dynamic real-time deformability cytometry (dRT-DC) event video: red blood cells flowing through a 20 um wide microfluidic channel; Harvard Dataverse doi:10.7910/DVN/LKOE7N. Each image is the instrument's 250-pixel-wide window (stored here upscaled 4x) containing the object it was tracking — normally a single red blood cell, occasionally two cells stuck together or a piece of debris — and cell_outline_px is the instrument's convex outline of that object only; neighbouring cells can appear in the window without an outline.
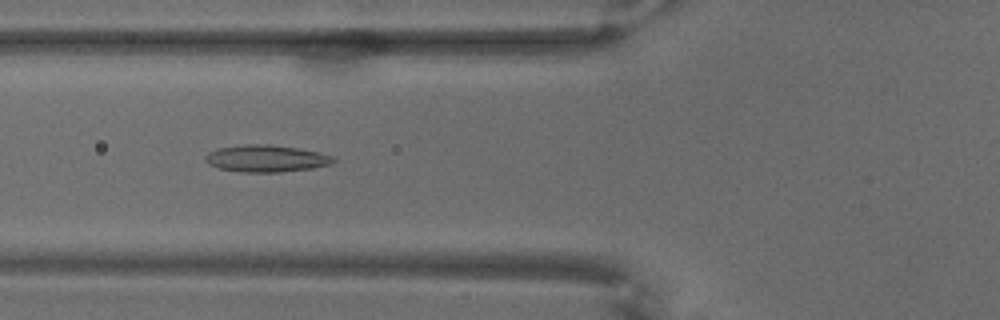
{"species": "common noctule bat (a hibernating species)", "species_latin": "Nyctalus noctula", "temperature_condition": "warm", "stored_images_in_passage": 69, "camera_frame_rate_fps": 3000, "um_per_image_px": 0.085, "animal": {"sex": "male", "body_mass_g": 18.8}, "frame": {"image": 1, "passage_image": 27, "time_ms": 8.667, "image_size_px": [1000, 320], "cell_outline_px": [[336, 160], [332, 164], [312, 168], [280, 172], [240, 172], [220, 168], [208, 164], [204, 160], [204, 156], [208, 152], [216, 148], [244, 144], [268, 144], [296, 148], [316, 152], [332, 156]], "centroid_in_image_um": [22.57, 13.47], "position_along_channel_um": 103.2, "area_um2": 20.11}}
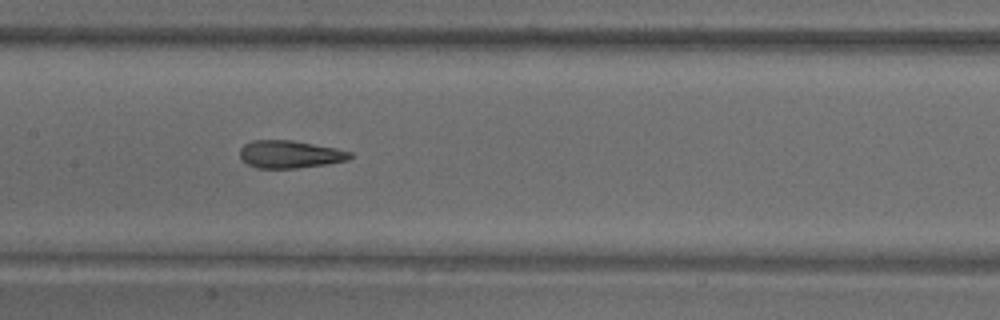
{"frame": {"image": 2, "passage_image": 35, "time_ms": 11.333, "image_size_px": [1000, 320], "cell_outline_px": [[352, 156], [348, 160], [328, 164], [296, 168], [256, 168], [248, 164], [240, 156], [240, 148], [244, 144], [252, 140], [292, 140], [336, 148], [352, 152]], "centroid_in_image_um": [24.65, 13.11], "position_along_channel_um": 182.8, "area_um2": 17.74}}
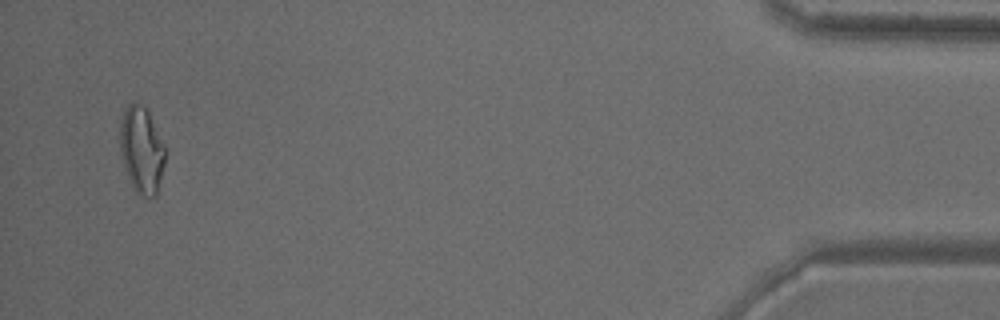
{"frame": {"image": 3, "passage_image": 67, "time_ms": 22.0, "image_size_px": [1000, 320], "cell_outline_px": [[164, 164], [156, 196], [144, 196], [136, 192], [128, 176], [120, 152], [120, 120], [124, 108], [128, 104], [136, 100], [144, 104], [148, 108], [164, 144]], "centroid_in_image_um": [12.03, 12.64], "position_along_channel_um": 423.2, "area_um2": 22.95}}